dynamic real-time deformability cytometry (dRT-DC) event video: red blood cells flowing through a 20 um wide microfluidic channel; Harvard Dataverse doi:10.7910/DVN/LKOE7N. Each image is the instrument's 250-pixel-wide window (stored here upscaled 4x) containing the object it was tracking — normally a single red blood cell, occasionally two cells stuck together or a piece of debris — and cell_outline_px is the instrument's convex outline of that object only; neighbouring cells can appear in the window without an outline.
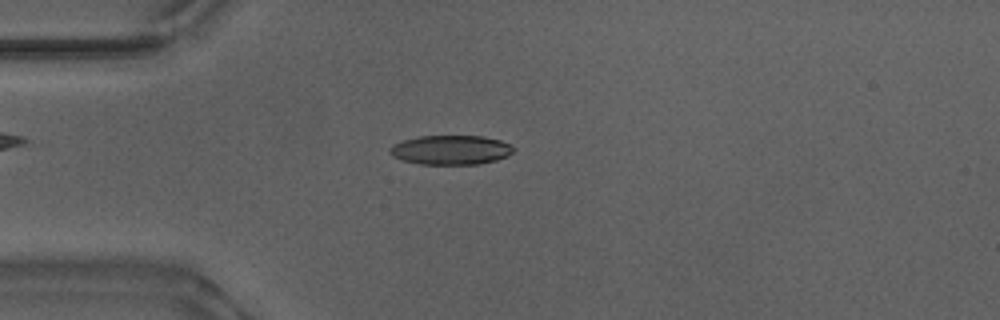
{"species": "Egyptian fruit bat (a non-hibernating species)", "species_latin": "Rousettus aegyptiacus", "temperature_condition": "warm", "stored_images_in_passage": 52, "camera_frame_rate_fps": 3000, "um_per_image_px": 0.085, "animal": {"sex": "male"}, "frame": {"image": 1, "passage_image": 13, "time_ms": 4.0, "image_size_px": [1000, 320], "cell_outline_px": [[516, 148], [508, 156], [496, 160], [476, 164], [420, 164], [404, 160], [392, 156], [388, 152], [388, 148], [392, 144], [404, 140], [420, 136], [484, 136], [500, 140]], "centroid_in_image_um": [38.3, 12.74], "position_along_channel_um": 46.7, "area_um2": 21.15}}
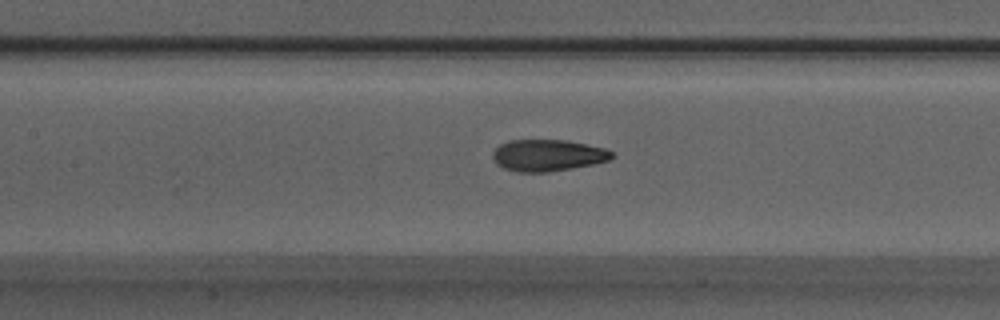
{"frame": {"image": 2, "passage_image": 23, "time_ms": 7.333, "image_size_px": [1000, 320], "cell_outline_px": [[616, 156], [608, 160], [592, 164], [572, 168], [548, 172], [516, 172], [504, 168], [496, 164], [492, 156], [492, 152], [500, 144], [508, 140], [564, 140], [604, 148], [612, 152]], "centroid_in_image_um": [46.52, 13.21], "position_along_channel_um": 160.9, "area_um2": 21.91}}
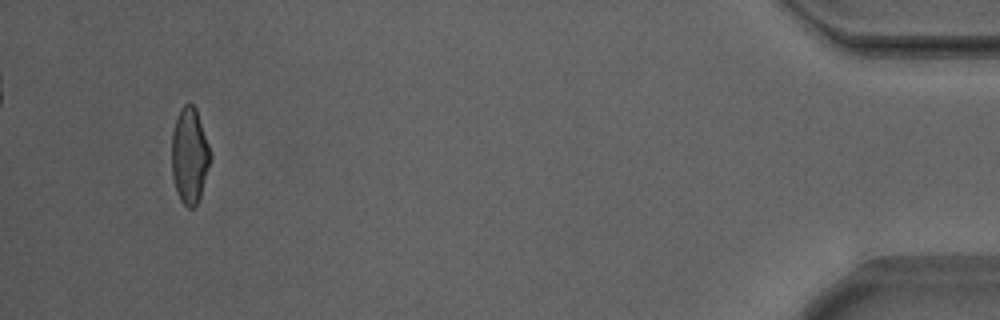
{"frame": {"image": 3, "passage_image": 49, "time_ms": 16.0, "image_size_px": [1000, 320], "cell_outline_px": [[212, 156], [200, 196], [196, 204], [192, 208], [188, 208], [180, 200], [172, 176], [172, 132], [176, 116], [180, 108], [184, 104], [192, 104], [196, 108]], "centroid_in_image_um": [16.1, 13.21], "position_along_channel_um": 419.1, "area_um2": 21.44}, "authors_computed_cell_mechanics": {"area_um2": 21.675, "velocity_mm_per_s": 3.8864, "shape_relaxation_time_tau1_ms": 3.8349, "shape_relaxation_time_tau2_ms": 1.2756, "deformation_change_tau1": 0.1682, "deformation_change_tau2": 0.0797}}